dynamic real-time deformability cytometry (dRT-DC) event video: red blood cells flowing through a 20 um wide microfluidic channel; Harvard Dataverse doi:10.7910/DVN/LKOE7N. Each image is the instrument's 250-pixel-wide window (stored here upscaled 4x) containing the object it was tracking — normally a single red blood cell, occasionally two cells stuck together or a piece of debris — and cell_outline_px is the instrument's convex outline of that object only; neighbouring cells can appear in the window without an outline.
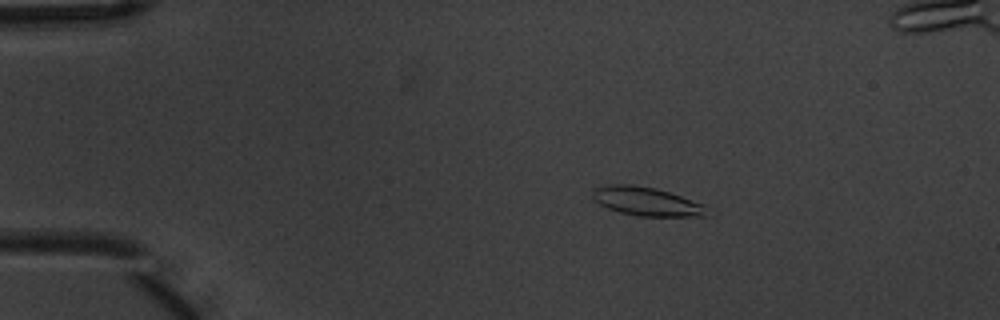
{"species": "common noctule bat (a hibernating species)", "species_latin": "Nyctalus noctula", "temperature_condition": "warm", "stored_images_in_passage": 9, "camera_frame_rate_fps": 3000, "um_per_image_px": 0.085, "animal": {"sex": "male", "body_mass_g": 20.1, "forearm_length_mm": 53.5}, "frame": {"image": 1, "passage_image": 2, "time_ms": 0.333, "image_size_px": [1000, 320], "cell_outline_px": [[716, 212], [712, 216], [640, 216], [620, 212], [608, 208], [600, 204], [592, 196], [592, 188], [612, 184], [632, 184], [656, 188], [704, 204]], "centroid_in_image_um": [55.06, 17.13], "position_along_channel_um": 29.9, "area_um2": 19.42}}
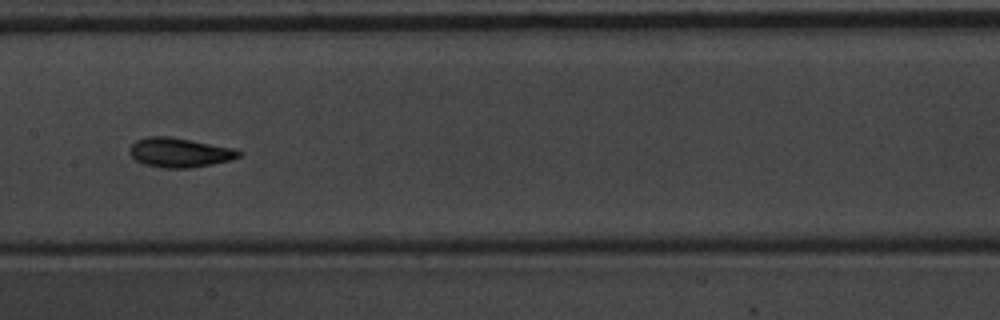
{"frame": {"image": 2, "passage_image": 7, "time_ms": 2.0, "image_size_px": [1000, 320], "cell_outline_px": [[244, 152], [240, 156], [232, 160], [212, 164], [188, 168], [164, 168], [144, 164], [136, 160], [128, 152], [128, 148], [136, 140], [148, 136], [172, 136], [236, 148]], "centroid_in_image_um": [15.29, 12.95], "position_along_channel_um": 192.1, "area_um2": 19.07}}
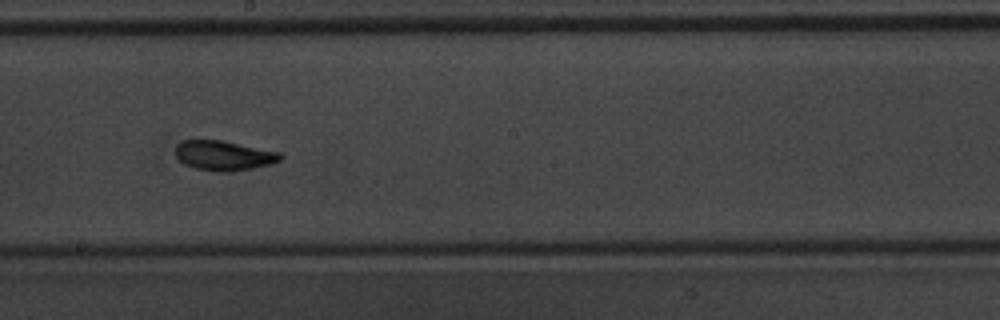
{"frame": {"image": 3, "passage_image": 8, "time_ms": 2.333, "image_size_px": [1000, 320], "cell_outline_px": [[284, 156], [280, 160], [272, 164], [232, 172], [216, 172], [196, 168], [184, 164], [176, 156], [176, 144], [184, 140], [220, 140], [280, 152]], "centroid_in_image_um": [19.04, 13.23], "position_along_channel_um": 229.2, "area_um2": 18.21}}